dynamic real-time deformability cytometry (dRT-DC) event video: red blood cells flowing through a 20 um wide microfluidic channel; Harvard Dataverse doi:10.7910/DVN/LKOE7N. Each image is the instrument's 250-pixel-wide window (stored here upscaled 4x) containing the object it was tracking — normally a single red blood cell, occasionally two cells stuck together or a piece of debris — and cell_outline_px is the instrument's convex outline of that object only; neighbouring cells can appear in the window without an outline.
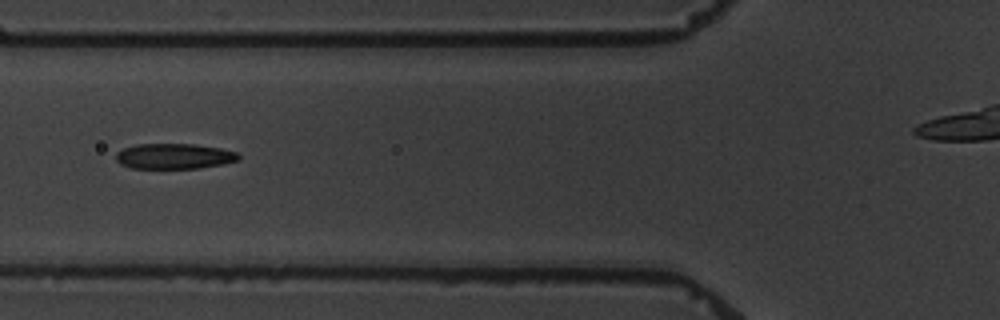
{"species": "common noctule bat (a hibernating species)", "species_latin": "Nyctalus noctula", "temperature_condition": "warm", "stored_images_in_passage": 11, "segment_of_instrument_passage": [1, 2], "camera_frame_rate_fps": 3000, "um_per_image_px": 0.085, "animal": {"sex": "male", "body_mass_g": 19.5, "forearm_length_mm": 54.6}, "frame": {"image": 1, "passage_image": 5, "time_ms": 4.667, "image_size_px": [1000, 320], "cell_outline_px": [[240, 160], [224, 164], [200, 168], [132, 168], [120, 164], [116, 160], [116, 152], [124, 148], [136, 144], [192, 144], [220, 148], [236, 152], [240, 156]], "centroid_in_image_um": [14.81, 13.28], "position_along_channel_um": 111.0, "area_um2": 18.21}}
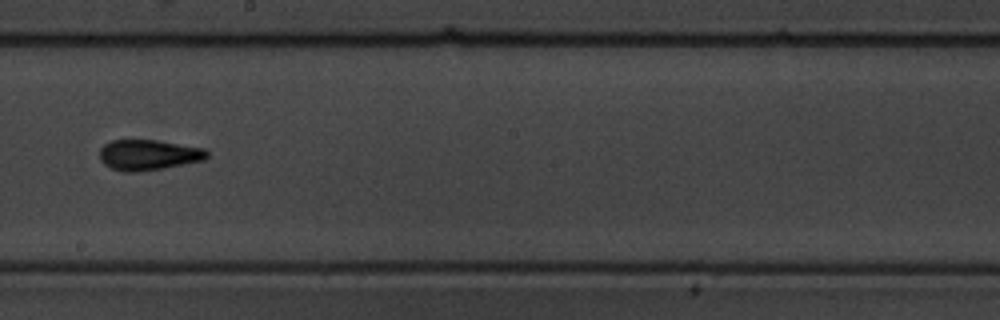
{"frame": {"image": 2, "passage_image": 8, "time_ms": 8.333, "image_size_px": [1000, 320], "cell_outline_px": [[208, 156], [204, 160], [184, 164], [136, 172], [124, 172], [112, 168], [104, 164], [100, 160], [100, 148], [104, 144], [112, 140], [156, 140], [204, 148], [208, 152]], "centroid_in_image_um": [12.6, 13.16], "position_along_channel_um": 235.6, "area_um2": 18.96}}
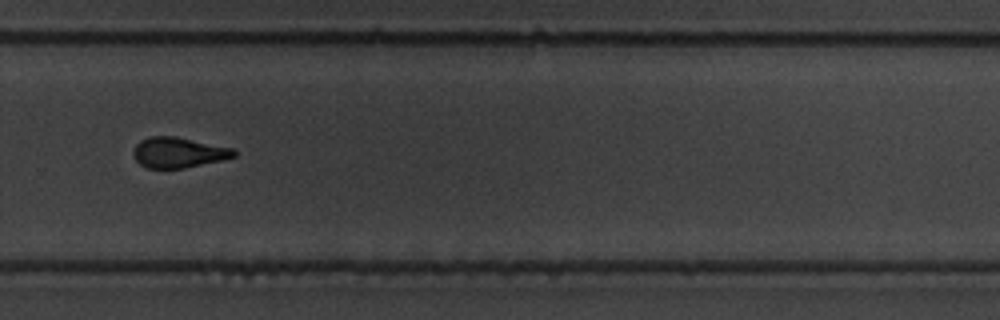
{"frame": {"image": 3, "passage_image": 10, "time_ms": 10.667, "image_size_px": [1000, 320], "cell_outline_px": [[236, 156], [220, 160], [184, 168], [148, 168], [140, 164], [136, 160], [132, 152], [136, 144], [140, 140], [152, 136], [176, 136], [236, 148]], "centroid_in_image_um": [15.18, 12.95], "position_along_channel_um": 314.6, "area_um2": 17.92}}